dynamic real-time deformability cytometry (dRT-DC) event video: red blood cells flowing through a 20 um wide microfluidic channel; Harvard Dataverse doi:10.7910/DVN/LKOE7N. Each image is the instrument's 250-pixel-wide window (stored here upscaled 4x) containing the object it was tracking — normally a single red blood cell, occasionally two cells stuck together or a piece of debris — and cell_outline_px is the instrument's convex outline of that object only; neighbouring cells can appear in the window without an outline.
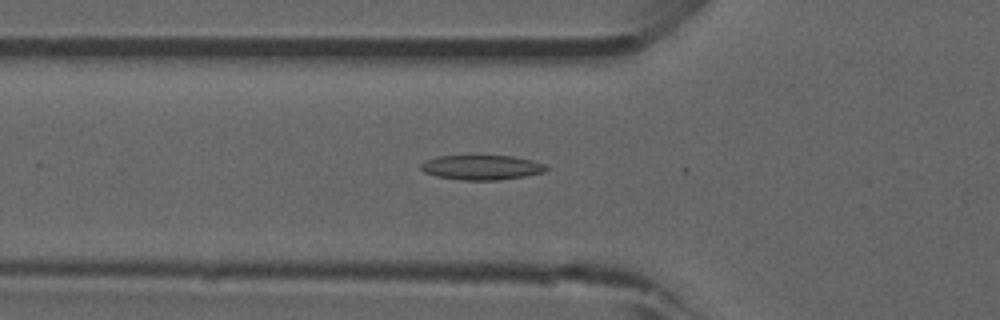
{"species": "common noctule bat (a hibernating species)", "species_latin": "Nyctalus noctula", "temperature_condition": "room temperature", "stored_images_in_passage": 17, "camera_frame_rate_fps": 3000, "um_per_image_px": 0.085, "animal": {"sex": "male", "forearm_length_mm": 52.5}, "frame": {"image": 1, "passage_image": 12, "time_ms": 3.667, "image_size_px": [1000, 320], "cell_outline_px": [[548, 168], [544, 172], [524, 176], [500, 180], [460, 180], [436, 176], [424, 172], [420, 168], [420, 164], [424, 160], [436, 156], [512, 156], [532, 160], [544, 164]], "centroid_in_image_um": [40.9, 14.23], "position_along_channel_um": 84.9, "area_um2": 18.09}}
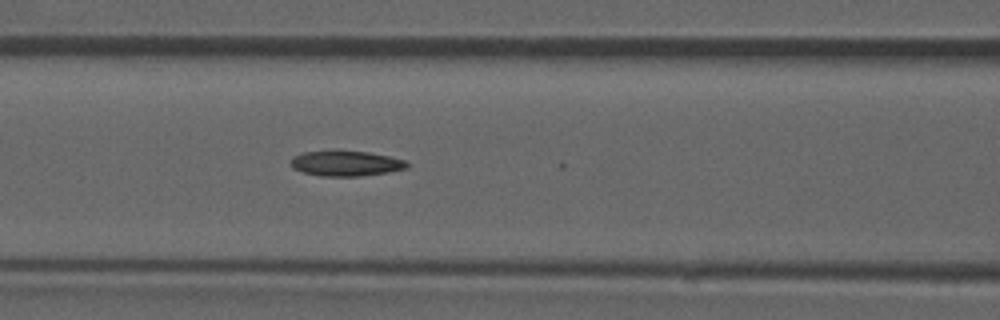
{"frame": {"image": 2, "passage_image": 16, "time_ms": 5.0, "image_size_px": [1000, 320], "cell_outline_px": [[408, 168], [388, 172], [360, 176], [320, 176], [304, 172], [292, 168], [292, 156], [300, 152], [332, 148], [340, 148], [368, 152], [388, 156], [404, 160], [408, 164]], "centroid_in_image_um": [29.34, 13.84], "position_along_channel_um": 137.3, "area_um2": 17.8}}